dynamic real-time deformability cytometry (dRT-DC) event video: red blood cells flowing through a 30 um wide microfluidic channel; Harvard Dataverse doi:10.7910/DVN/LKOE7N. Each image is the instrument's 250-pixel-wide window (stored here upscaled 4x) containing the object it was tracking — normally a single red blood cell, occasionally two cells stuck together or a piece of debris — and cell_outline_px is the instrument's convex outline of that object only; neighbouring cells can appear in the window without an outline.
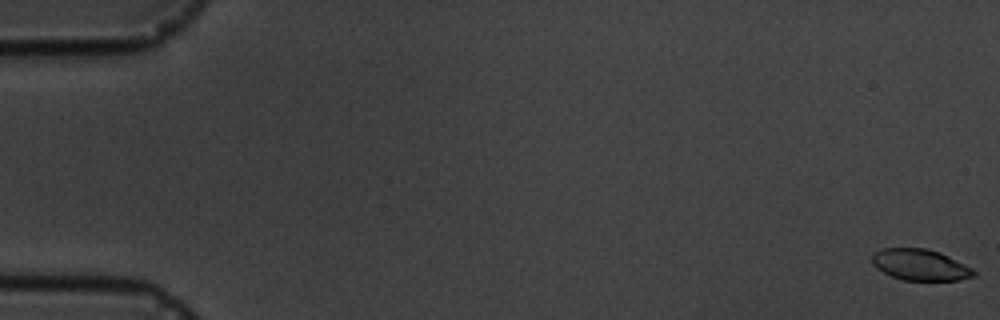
{"species": "common noctule bat (a hibernating species)", "species_latin": "Nyctalus noctula", "temperature_condition": "cold", "stored_images_in_passage": 5, "camera_frame_rate_fps": 3000, "um_per_image_px": 0.085, "animal": {"sex": "male", "body_mass_g": 19.5, "forearm_length_mm": 54.6}, "frame": {"image": 1, "passage_image": 1, "time_ms": 0.0, "image_size_px": [1000, 320], "cell_outline_px": [[976, 276], [960, 280], [904, 280], [892, 276], [876, 268], [872, 264], [872, 252], [880, 248], [924, 248], [940, 252], [972, 268], [976, 272]], "centroid_in_image_um": [78.2, 22.5], "position_along_channel_um": 6.8, "area_um2": 18.55}}
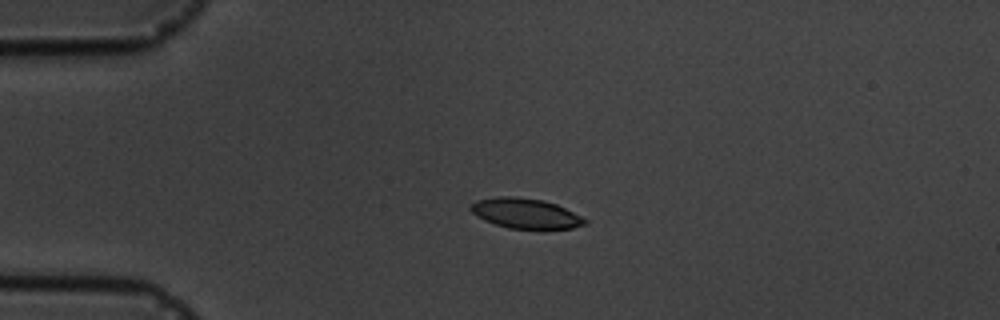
{"frame": {"image": 2, "passage_image": 4, "time_ms": 4.333, "image_size_px": [1000, 320], "cell_outline_px": [[588, 224], [572, 228], [544, 232], [508, 228], [484, 220], [472, 212], [468, 208], [468, 204], [476, 200], [496, 196], [512, 196], [544, 200], [556, 204], [588, 220]], "centroid_in_image_um": [44.69, 18.18], "position_along_channel_um": 40.3, "area_um2": 20.87}}